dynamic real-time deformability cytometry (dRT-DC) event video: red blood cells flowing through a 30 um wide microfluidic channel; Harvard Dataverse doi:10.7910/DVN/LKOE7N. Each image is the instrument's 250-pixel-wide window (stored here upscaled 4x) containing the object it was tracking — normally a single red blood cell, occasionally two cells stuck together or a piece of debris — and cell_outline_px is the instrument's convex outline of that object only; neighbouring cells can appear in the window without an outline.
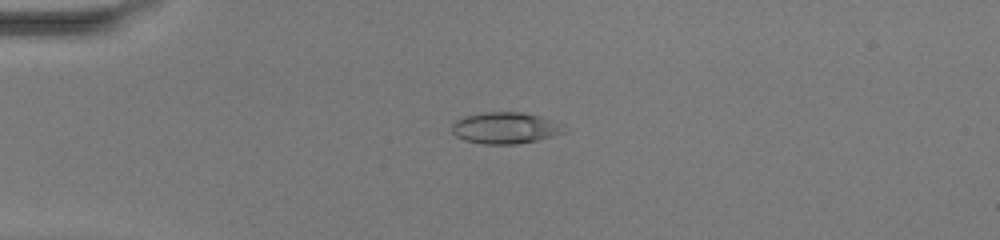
{"species": "common noctule bat (a hibernating species)", "species_latin": "Nyctalus noctula", "temperature_condition": "warm", "stored_images_in_passage": 51, "camera_frame_rate_fps": 3000, "um_per_image_px": 0.085, "animal": {"sex": "female", "body_mass_g": 20.0, "forearm_length_mm": 54.0}, "frame": {"image": 1, "passage_image": 14, "time_ms": 4.333, "image_size_px": [1000, 240], "cell_outline_px": [[568, 132], [536, 140], [516, 144], [484, 144], [464, 140], [456, 136], [452, 132], [452, 124], [456, 120], [464, 116], [484, 112], [520, 112], [540, 116], [564, 124], [568, 128]], "centroid_in_image_um": [42.99, 10.87], "position_along_channel_um": 42.0, "area_um2": 20.75}}
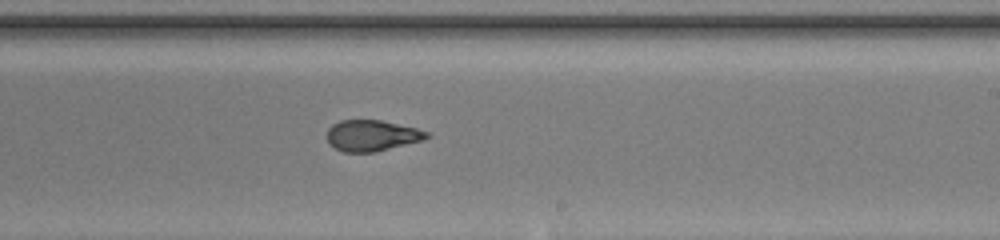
{"frame": {"image": 2, "passage_image": 32, "time_ms": 10.333, "image_size_px": [1000, 240], "cell_outline_px": [[432, 136], [424, 140], [376, 152], [344, 152], [328, 144], [328, 128], [332, 124], [340, 120], [380, 120], [416, 128], [428, 132]], "centroid_in_image_um": [31.62, 11.52], "position_along_channel_um": 257.4, "area_um2": 18.09}}
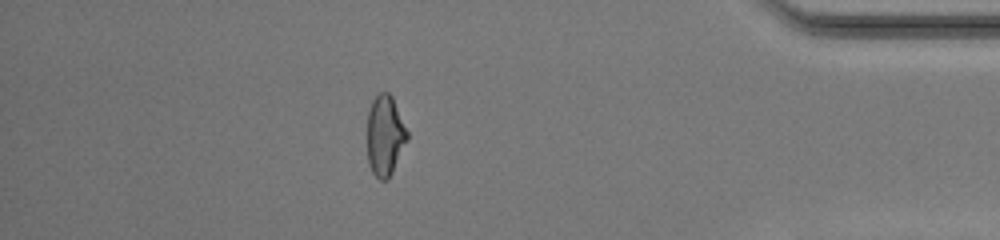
{"frame": {"image": 3, "passage_image": 45, "time_ms": 14.667, "image_size_px": [1000, 240], "cell_outline_px": [[408, 140], [388, 180], [380, 180], [372, 172], [368, 164], [368, 112], [372, 100], [380, 92], [388, 92], [392, 96], [408, 132]], "centroid_in_image_um": [32.73, 11.53], "position_along_channel_um": 402.5, "area_um2": 18.73}, "authors_computed_cell_mechanics": {"area_um2": 19.7676, "velocity_mm_per_s": 4.1795, "shape_relaxation_time_tau1_ms": null, "shape_relaxation_time_tau2_ms": 1.5199, "deformation_change_tau1": null, "deformation_change_tau2": 0.0749}}